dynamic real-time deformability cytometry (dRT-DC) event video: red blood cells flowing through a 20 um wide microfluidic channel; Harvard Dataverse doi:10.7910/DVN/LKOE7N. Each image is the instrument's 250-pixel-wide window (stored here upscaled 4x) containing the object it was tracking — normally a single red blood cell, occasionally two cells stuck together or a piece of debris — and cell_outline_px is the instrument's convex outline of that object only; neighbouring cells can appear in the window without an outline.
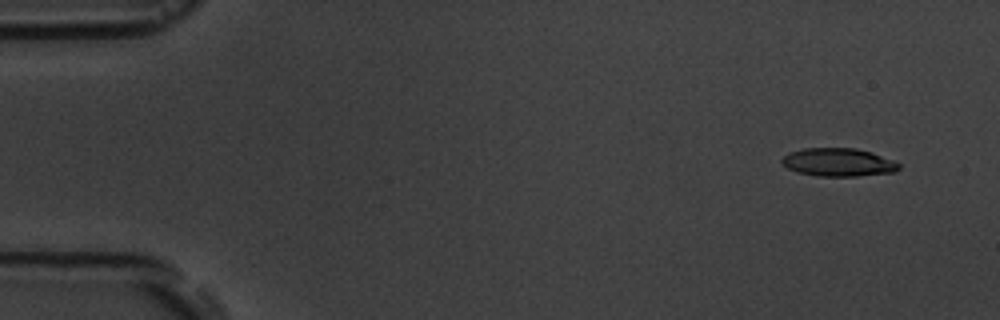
{"species": "common noctule bat (a hibernating species)", "species_latin": "Nyctalus noctula", "temperature_condition": "room temperature", "stored_images_in_passage": 5, "camera_frame_rate_fps": 3000, "um_per_image_px": 0.085, "animal": {"sex": "male", "body_mass_g": 19.5, "forearm_length_mm": 54.6}, "frame": {"image": 1, "passage_image": 1, "time_ms": 0.0, "image_size_px": [1000, 320], "cell_outline_px": [[900, 168], [896, 172], [856, 176], [816, 176], [796, 172], [788, 168], [780, 160], [788, 152], [804, 148], [856, 148], [872, 152], [892, 160], [900, 164]], "centroid_in_image_um": [71.25, 13.79], "position_along_channel_um": 13.7, "area_um2": 19.31}}
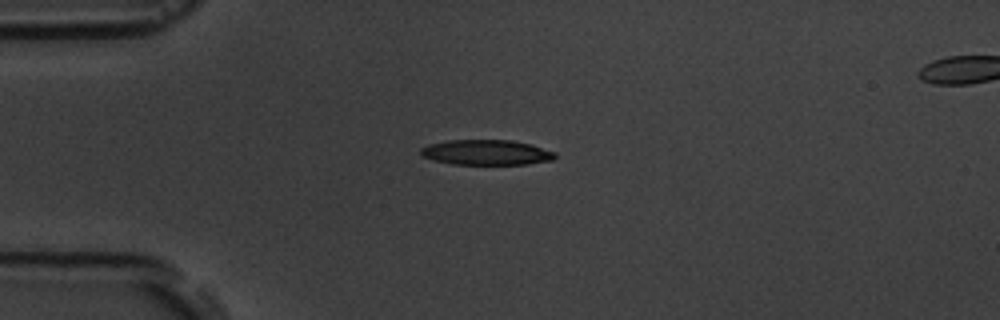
{"frame": {"image": 2, "passage_image": 3, "time_ms": 3.333, "image_size_px": [1000, 320], "cell_outline_px": [[556, 156], [552, 160], [528, 164], [452, 164], [432, 160], [420, 156], [420, 148], [428, 144], [448, 140], [512, 140], [528, 144], [556, 152]], "centroid_in_image_um": [41.28, 12.95], "position_along_channel_um": 43.7, "area_um2": 19.77}}
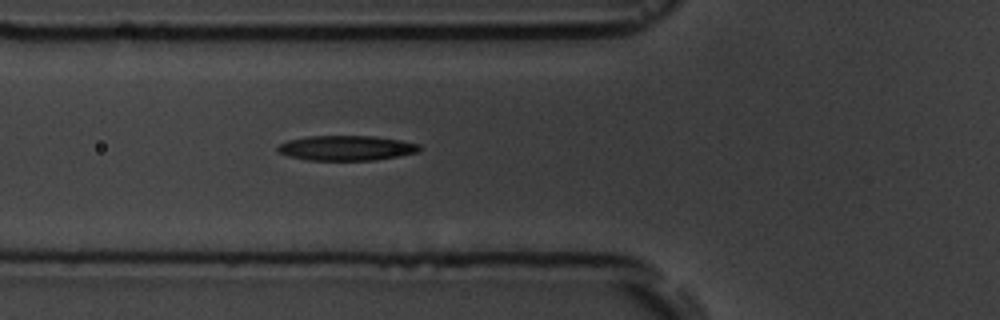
{"frame": {"image": 3, "passage_image": 5, "time_ms": 5.333, "image_size_px": [1000, 320], "cell_outline_px": [[420, 152], [400, 156], [376, 160], [308, 160], [288, 156], [280, 152], [276, 148], [280, 144], [288, 140], [308, 136], [372, 136], [400, 140], [420, 144]], "centroid_in_image_um": [29.47, 12.58], "position_along_channel_um": 96.3, "area_um2": 20.63}}